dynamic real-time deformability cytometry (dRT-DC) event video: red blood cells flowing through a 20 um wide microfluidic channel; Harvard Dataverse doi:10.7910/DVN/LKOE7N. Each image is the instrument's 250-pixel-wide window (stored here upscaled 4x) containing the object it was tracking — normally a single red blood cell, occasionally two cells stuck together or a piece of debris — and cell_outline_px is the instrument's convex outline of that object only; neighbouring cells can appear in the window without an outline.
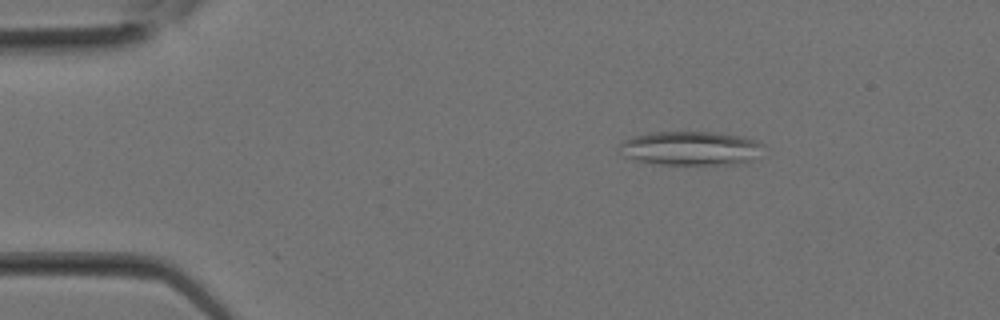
{"species": "Egyptian fruit bat (a non-hibernating species)", "species_latin": "Rousettus aegyptiacus", "temperature_condition": "room temperature", "stored_images_in_passage": 14, "camera_frame_rate_fps": 3000, "um_per_image_px": 0.085, "animal": {"sex": "female"}, "frame": {"image": 1, "passage_image": 5, "time_ms": 1.333, "image_size_px": [1000, 320], "cell_outline_px": [[764, 156], [752, 160], [732, 164], [660, 164], [636, 160], [624, 156], [616, 152], [620, 144], [624, 140], [632, 136], [652, 132], [712, 132], [744, 136], [756, 140], [764, 144]], "centroid_in_image_um": [58.75, 12.6], "position_along_channel_um": 26.3, "area_um2": 29.02}}
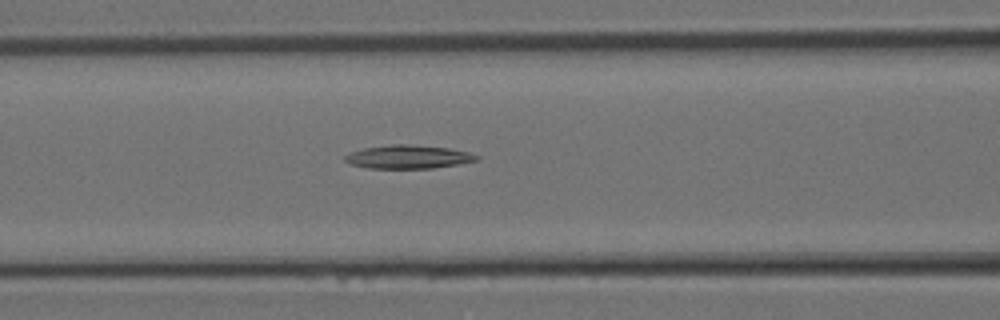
{"frame": {"image": 2, "passage_image": 12, "time_ms": 3.667, "image_size_px": [1000, 320], "cell_outline_px": [[480, 160], [432, 168], [368, 168], [352, 164], [344, 160], [344, 156], [352, 152], [364, 148], [392, 144], [408, 144], [448, 148], [468, 152], [480, 156]], "centroid_in_image_um": [34.71, 13.33], "position_along_channel_um": 131.9, "area_um2": 17.8}}
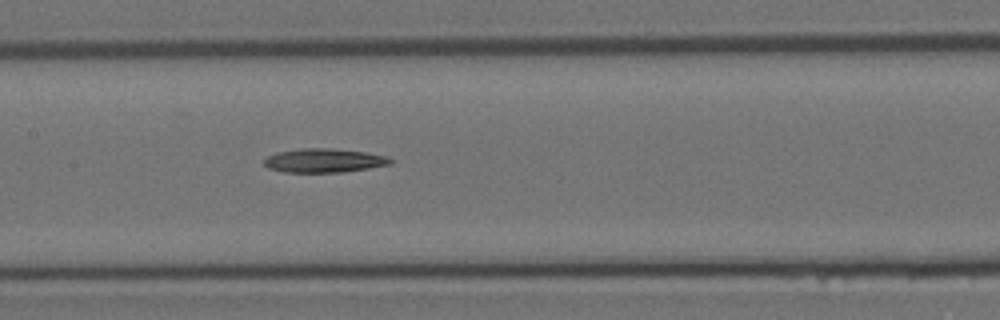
{"frame": {"image": 3, "passage_image": 14, "time_ms": 4.333, "image_size_px": [1000, 320], "cell_outline_px": [[392, 164], [344, 172], [284, 172], [268, 168], [264, 164], [264, 160], [268, 156], [276, 152], [304, 148], [332, 148], [364, 152], [388, 156], [392, 160]], "centroid_in_image_um": [27.54, 13.64], "position_along_channel_um": 179.9, "area_um2": 17.57}}